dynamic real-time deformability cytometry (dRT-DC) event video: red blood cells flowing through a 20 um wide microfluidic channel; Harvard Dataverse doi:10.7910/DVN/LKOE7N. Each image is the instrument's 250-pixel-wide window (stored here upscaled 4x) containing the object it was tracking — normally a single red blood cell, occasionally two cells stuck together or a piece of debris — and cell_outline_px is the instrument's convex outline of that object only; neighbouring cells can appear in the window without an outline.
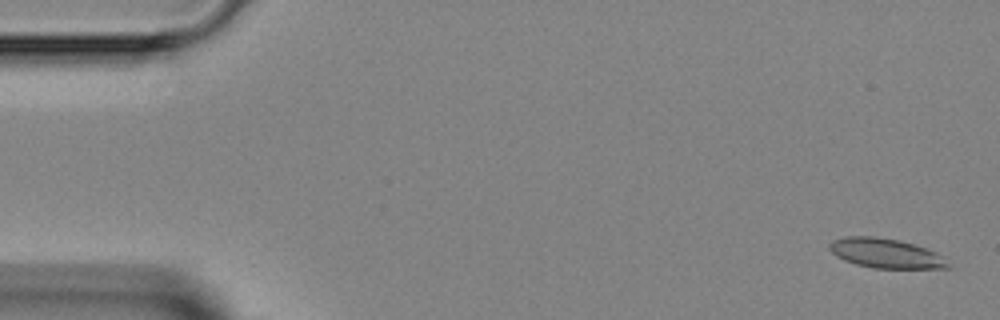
{"species": "Egyptian fruit bat (a non-hibernating species)", "species_latin": "Rousettus aegyptiacus", "temperature_condition": "room temperature", "stored_images_in_passage": 47, "camera_frame_rate_fps": 3000, "um_per_image_px": 0.085, "animal": {"sex": "female"}, "frame": {"image": 1, "passage_image": 2, "time_ms": 0.333, "image_size_px": [1000, 320], "cell_outline_px": [[952, 268], [872, 268], [856, 264], [844, 260], [836, 256], [828, 248], [828, 244], [832, 240], [848, 236], [876, 236], [900, 240], [936, 252], [944, 256]], "centroid_in_image_um": [75.28, 21.53], "position_along_channel_um": 9.7, "area_um2": 20.52}}
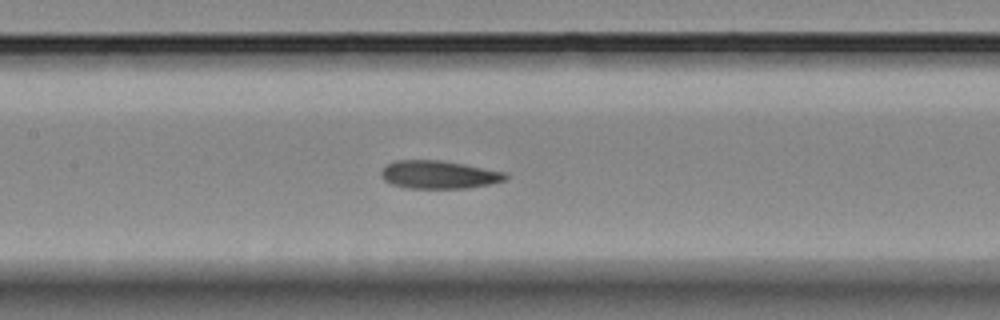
{"frame": {"image": 2, "passage_image": 22, "time_ms": 7.0, "image_size_px": [1000, 320], "cell_outline_px": [[508, 176], [504, 180], [492, 184], [468, 188], [404, 188], [392, 184], [384, 180], [380, 176], [380, 172], [388, 164], [396, 160], [440, 160], [464, 164], [504, 172]], "centroid_in_image_um": [37.28, 14.85], "position_along_channel_um": 170.1, "area_um2": 20.29}}
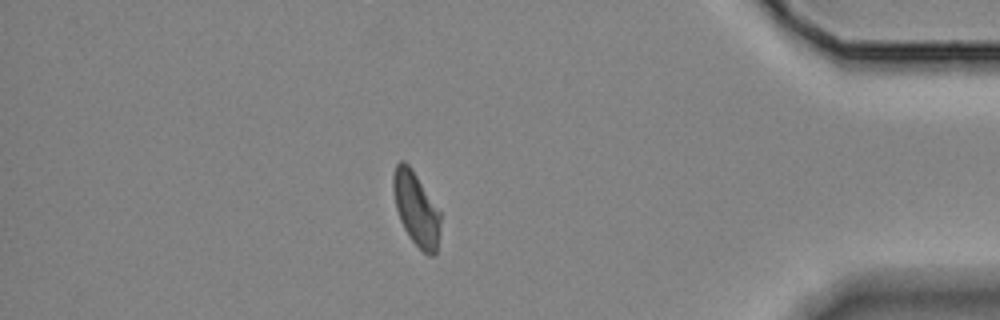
{"frame": {"image": 3, "passage_image": 41, "time_ms": 13.333, "image_size_px": [1000, 320], "cell_outline_px": [[440, 224], [436, 252], [432, 256], [428, 256], [412, 240], [404, 228], [400, 220], [396, 208], [392, 188], [392, 176], [396, 164], [400, 160], [404, 160], [412, 168], [440, 212]], "centroid_in_image_um": [35.34, 17.71], "position_along_channel_um": 399.9, "area_um2": 20.06}}